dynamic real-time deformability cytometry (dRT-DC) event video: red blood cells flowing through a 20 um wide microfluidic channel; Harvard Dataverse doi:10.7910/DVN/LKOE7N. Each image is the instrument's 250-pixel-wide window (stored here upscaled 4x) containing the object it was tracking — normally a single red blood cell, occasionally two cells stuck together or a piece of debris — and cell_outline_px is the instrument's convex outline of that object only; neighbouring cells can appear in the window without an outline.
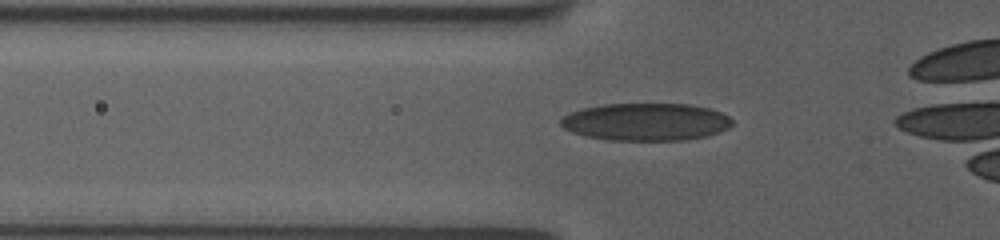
{"species": "human", "species_latin": "Homo sapiens", "temperature_condition": "room temperature", "stored_images_in_passage": 43, "camera_frame_rate_fps": 3000, "um_per_image_px": 0.085, "donor": {"sex": "female"}, "frame": {"image": 1, "passage_image": 12, "time_ms": 3.667, "image_size_px": [1000, 240], "cell_outline_px": [[732, 124], [728, 128], [704, 136], [684, 140], [608, 140], [584, 136], [572, 132], [564, 128], [560, 124], [560, 120], [564, 116], [572, 112], [584, 108], [604, 104], [688, 104], [708, 108], [720, 112], [728, 116], [732, 120]], "centroid_in_image_um": [54.88, 10.36], "position_along_channel_um": 70.9, "area_um2": 37.22}}
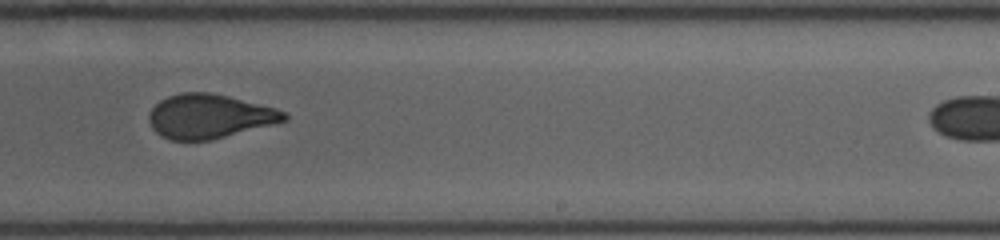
{"frame": {"image": 2, "passage_image": 28, "time_ms": 9.0, "image_size_px": [1000, 240], "cell_outline_px": [[288, 120], [212, 140], [172, 140], [160, 136], [152, 128], [148, 120], [148, 116], [152, 108], [160, 100], [168, 96], [180, 92], [208, 92], [228, 96], [276, 108], [288, 112]], "centroid_in_image_um": [17.79, 9.88], "position_along_channel_um": 271.2, "area_um2": 34.85}}
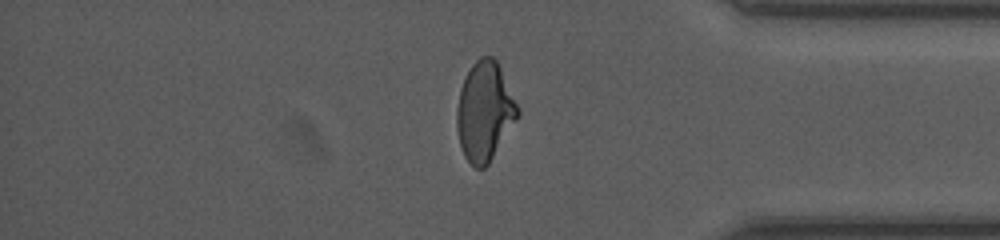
{"frame": {"image": 3, "passage_image": 39, "time_ms": 12.667, "image_size_px": [1000, 240], "cell_outline_px": [[520, 112], [516, 120], [488, 164], [484, 168], [476, 168], [464, 156], [460, 144], [456, 128], [456, 112], [460, 88], [472, 64], [480, 56], [492, 56], [496, 60], [520, 108]], "centroid_in_image_um": [41.19, 9.46], "position_along_channel_um": 394.0, "area_um2": 34.85}, "authors_computed_cell_mechanics": {"area_um2": 36.125, "velocity_mm_per_s": 3.768, "shape_relaxation_time_tau1_ms": null, "shape_relaxation_time_tau2_ms": 0.7703, "deformation_change_tau1": null, "deformation_change_tau2": 0.0756}}